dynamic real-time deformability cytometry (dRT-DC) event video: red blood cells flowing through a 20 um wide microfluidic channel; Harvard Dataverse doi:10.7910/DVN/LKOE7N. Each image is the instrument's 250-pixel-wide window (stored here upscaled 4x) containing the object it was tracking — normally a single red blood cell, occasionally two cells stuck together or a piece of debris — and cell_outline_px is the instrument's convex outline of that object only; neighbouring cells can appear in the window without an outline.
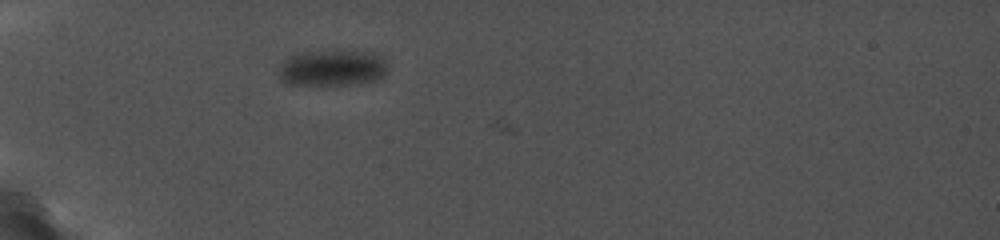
{"species": "common noctule bat (a hibernating species)", "species_latin": "Nyctalus noctula", "temperature_condition": "cold", "stored_images_in_passage": 24, "camera_frame_rate_fps": 5000, "um_per_image_px": 0.085, "animal": {"sex": "female", "body_mass_g": 19.0, "forearm_length_mm": 56.7}, "frame": {"image": 1, "passage_image": 15, "time_ms": 2.6, "image_size_px": [1000, 240], "cell_outline_px": [[388, 72], [384, 76], [376, 80], [356, 84], [324, 88], [288, 84], [280, 76], [280, 72], [284, 64], [292, 56], [304, 52], [372, 52], [384, 60]], "centroid_in_image_um": [28.3, 5.86], "position_along_channel_um": 56.7, "area_um2": 22.95}}